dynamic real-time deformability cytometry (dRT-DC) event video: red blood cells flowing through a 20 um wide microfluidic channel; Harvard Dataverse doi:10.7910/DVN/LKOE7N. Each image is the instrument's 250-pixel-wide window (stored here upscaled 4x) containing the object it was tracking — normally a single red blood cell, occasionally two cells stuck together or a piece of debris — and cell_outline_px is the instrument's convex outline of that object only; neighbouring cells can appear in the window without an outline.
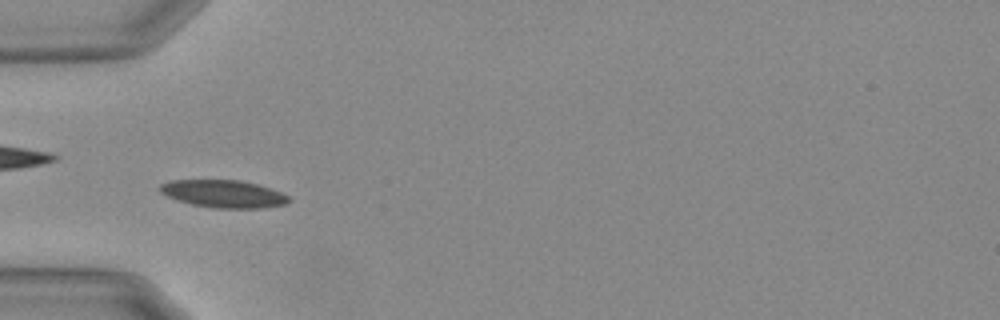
{"species": "Egyptian fruit bat (a non-hibernating species)", "species_latin": "Rousettus aegyptiacus", "temperature_condition": "warm", "stored_images_in_passage": 54, "camera_frame_rate_fps": 3000, "um_per_image_px": 0.085, "animal": {"sex": "female"}, "frame": {"image": 1, "passage_image": 16, "time_ms": 5.0, "image_size_px": [1000, 320], "cell_outline_px": [[292, 200], [284, 204], [264, 208], [212, 208], [192, 204], [176, 200], [160, 192], [156, 188], [160, 184], [172, 180], [236, 180], [256, 184], [280, 192], [288, 196]], "centroid_in_image_um": [18.95, 16.48], "position_along_channel_um": 66.0, "area_um2": 20.63}}
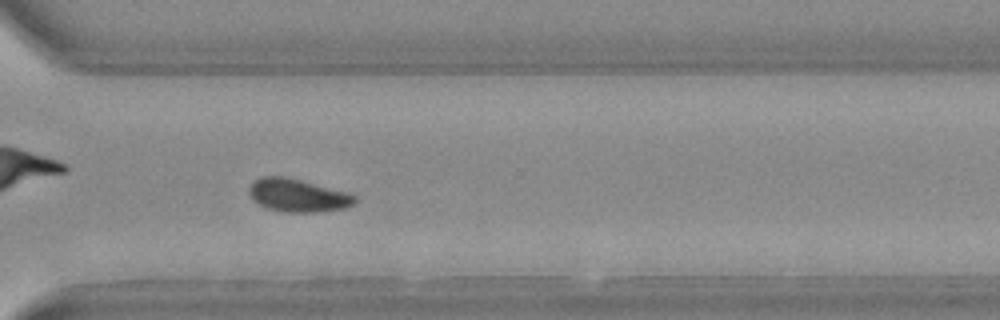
{"frame": {"image": 2, "passage_image": 39, "time_ms": 12.667, "image_size_px": [1000, 320], "cell_outline_px": [[356, 204], [344, 208], [320, 212], [284, 212], [264, 208], [252, 200], [248, 192], [248, 188], [260, 176], [284, 176], [348, 192], [356, 196]], "centroid_in_image_um": [25.3, 16.62], "position_along_channel_um": 345.3, "area_um2": 20.52}}
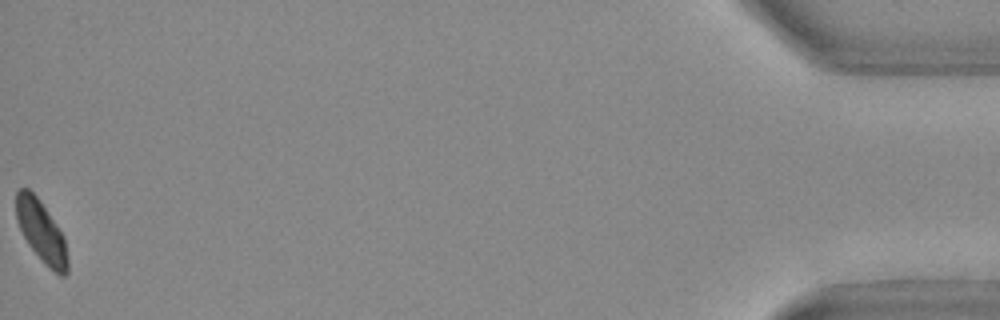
{"frame": {"image": 3, "passage_image": 54, "time_ms": 17.667, "image_size_px": [1000, 320], "cell_outline_px": [[68, 272], [64, 276], [60, 276], [28, 244], [20, 228], [16, 216], [16, 192], [20, 188], [28, 188], [40, 200], [64, 236], [68, 260]], "centroid_in_image_um": [3.52, 19.63], "position_along_channel_um": 431.7, "area_um2": 17.92}, "authors_computed_cell_mechanics": {"area_um2": 19.7098, "velocity_mm_per_s": 3.6578, "shape_relaxation_time_tau1_ms": 4.2001, "shape_relaxation_time_tau2_ms": 6.9404, "deformation_change_tau1": 0.1093, "deformation_change_tau2": 0.0881}}